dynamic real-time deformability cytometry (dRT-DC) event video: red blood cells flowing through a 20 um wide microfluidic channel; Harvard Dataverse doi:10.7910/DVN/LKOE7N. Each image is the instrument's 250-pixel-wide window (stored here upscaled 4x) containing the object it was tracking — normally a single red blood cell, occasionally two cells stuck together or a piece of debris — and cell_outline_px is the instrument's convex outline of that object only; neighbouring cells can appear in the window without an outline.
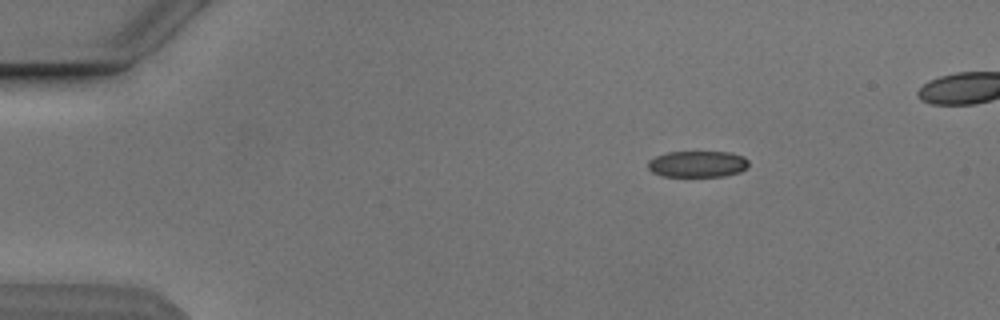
{"species": "Egyptian fruit bat (a non-hibernating species)", "species_latin": "Rousettus aegyptiacus", "temperature_condition": "cold", "stored_images_in_passage": 4, "camera_frame_rate_fps": 3000, "um_per_image_px": 0.085, "animal": {"sex": "male"}, "frame": {"image": 1, "passage_image": 1, "time_ms": 0.0, "image_size_px": [1000, 320], "cell_outline_px": [[748, 168], [740, 172], [724, 176], [664, 176], [652, 172], [648, 168], [648, 160], [656, 156], [668, 152], [732, 152], [744, 156], [748, 160]], "centroid_in_image_um": [59.32, 13.94], "position_along_channel_um": 25.7, "area_um2": 15.55}}